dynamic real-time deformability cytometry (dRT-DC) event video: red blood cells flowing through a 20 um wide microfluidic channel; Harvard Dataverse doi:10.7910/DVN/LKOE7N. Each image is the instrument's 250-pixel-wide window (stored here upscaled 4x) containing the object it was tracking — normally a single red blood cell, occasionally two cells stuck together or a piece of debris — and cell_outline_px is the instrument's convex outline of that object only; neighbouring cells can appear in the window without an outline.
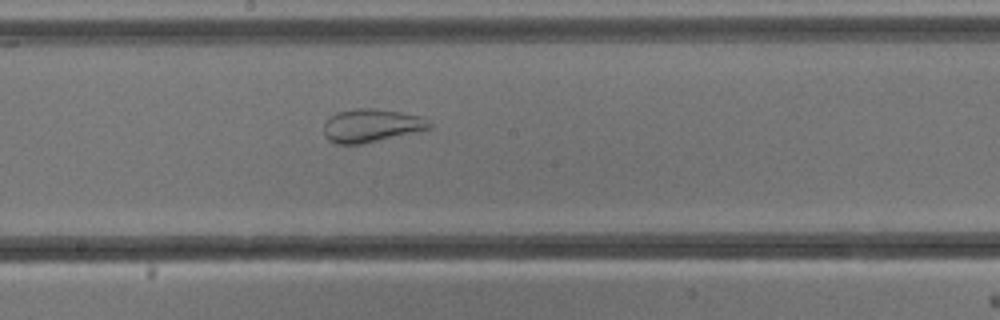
{"species": "common noctule bat (a hibernating species)", "species_latin": "Nyctalus noctula", "temperature_condition": "cold", "stored_images_in_passage": 45, "camera_frame_rate_fps": 3000, "um_per_image_px": 0.085, "animal": {"sex": "male", "body_mass_g": 13.3}, "frame": {"image": 1, "passage_image": 20, "time_ms": 6.333, "image_size_px": [1000, 320], "cell_outline_px": [[432, 128], [360, 144], [336, 144], [328, 140], [324, 136], [324, 124], [328, 116], [336, 112], [360, 108], [368, 108], [400, 112], [420, 116], [428, 120], [432, 124]], "centroid_in_image_um": [31.52, 10.67], "position_along_channel_um": 216.7, "area_um2": 20.29}}
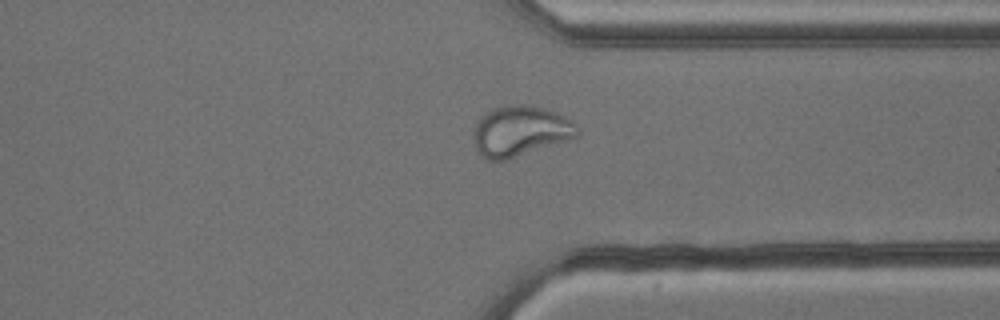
{"frame": {"image": 2, "passage_image": 32, "time_ms": 10.333, "image_size_px": [1000, 320], "cell_outline_px": [[580, 132], [576, 136], [568, 140], [504, 160], [488, 160], [476, 148], [476, 124], [488, 112], [496, 108], [516, 104], [532, 104], [556, 112], [572, 120], [576, 124]], "centroid_in_image_um": [44.3, 11.12], "position_along_channel_um": 367.1, "area_um2": 29.77}}
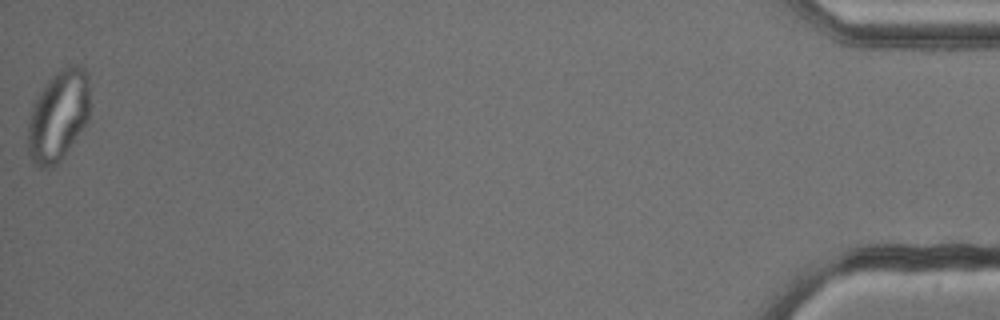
{"frame": {"image": 3, "passage_image": 45, "time_ms": 14.667, "image_size_px": [1000, 320], "cell_outline_px": [[88, 120], [64, 156], [56, 164], [48, 168], [36, 168], [32, 164], [28, 156], [28, 124], [32, 104], [48, 80], [60, 68], [68, 64], [80, 64], [88, 72]], "centroid_in_image_um": [4.93, 9.84], "position_along_channel_um": 430.3, "area_um2": 33.12}}